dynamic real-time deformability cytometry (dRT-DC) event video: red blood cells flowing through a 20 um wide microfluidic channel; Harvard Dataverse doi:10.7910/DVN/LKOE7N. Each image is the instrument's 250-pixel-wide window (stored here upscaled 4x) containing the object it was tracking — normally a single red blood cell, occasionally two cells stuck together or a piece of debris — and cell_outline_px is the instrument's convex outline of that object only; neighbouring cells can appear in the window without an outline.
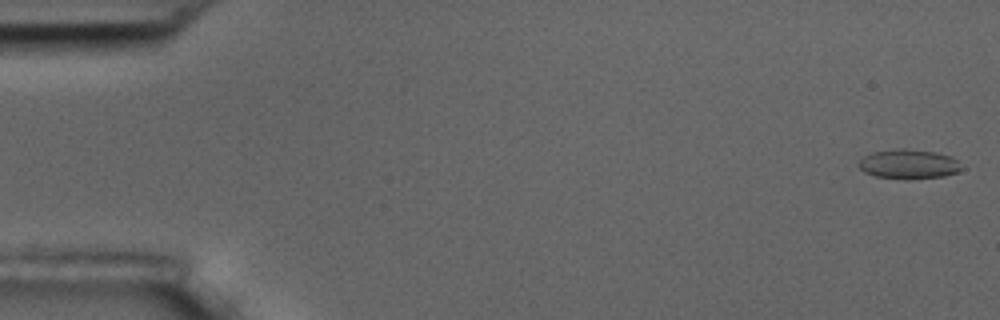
{"species": "common noctule bat (a hibernating species)", "species_latin": "Nyctalus noctula", "temperature_condition": "room temperature", "stored_images_in_passage": 4, "camera_frame_rate_fps": 3000, "um_per_image_px": 0.085, "animal": {"sex": "male", "body_mass_g": 17.5, "forearm_length_mm": 52.3}, "frame": {"image": 1, "passage_image": 1, "time_ms": 0.0, "image_size_px": [1000, 320], "cell_outline_px": [[964, 168], [956, 172], [944, 176], [908, 180], [876, 176], [864, 172], [856, 164], [864, 156], [872, 152], [900, 148], [904, 148], [936, 152], [952, 156]], "centroid_in_image_um": [77.24, 13.95], "position_along_channel_um": 7.8, "area_um2": 17.86}}